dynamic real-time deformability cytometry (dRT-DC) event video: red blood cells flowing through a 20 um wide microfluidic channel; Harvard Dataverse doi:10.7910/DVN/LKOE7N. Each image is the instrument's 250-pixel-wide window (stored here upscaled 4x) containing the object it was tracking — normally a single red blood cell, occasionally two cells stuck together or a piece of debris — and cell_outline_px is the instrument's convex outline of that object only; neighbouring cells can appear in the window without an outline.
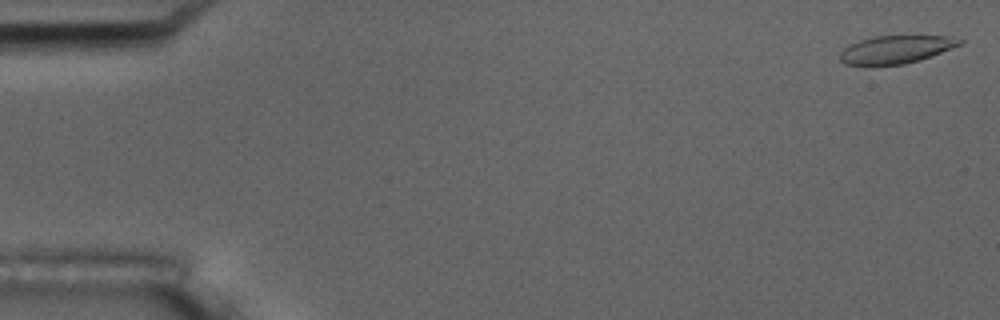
{"species": "common noctule bat (a hibernating species)", "species_latin": "Nyctalus noctula", "temperature_condition": "room temperature", "stored_images_in_passage": 54, "camera_frame_rate_fps": 3000, "um_per_image_px": 0.085, "animal": {"sex": "male", "body_mass_g": 17.5, "forearm_length_mm": 52.3}, "frame": {"image": 1, "passage_image": 1, "time_ms": 0.0, "image_size_px": [1000, 320], "cell_outline_px": [[964, 44], [920, 60], [904, 64], [872, 68], [868, 68], [844, 64], [840, 60], [840, 52], [848, 44], [872, 36], [952, 36], [964, 40]], "centroid_in_image_um": [76.1, 4.25], "position_along_channel_um": 8.9, "area_um2": 20.35}}
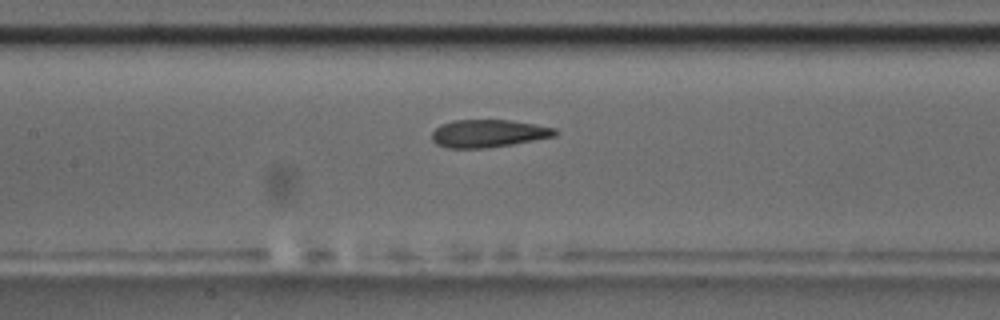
{"frame": {"image": 2, "passage_image": 25, "time_ms": 8.0, "image_size_px": [1000, 320], "cell_outline_px": [[560, 132], [556, 136], [512, 144], [484, 148], [444, 148], [436, 144], [432, 140], [432, 132], [440, 124], [456, 120], [512, 120], [556, 128]], "centroid_in_image_um": [41.51, 11.34], "position_along_channel_um": 165.9, "area_um2": 20.0}}
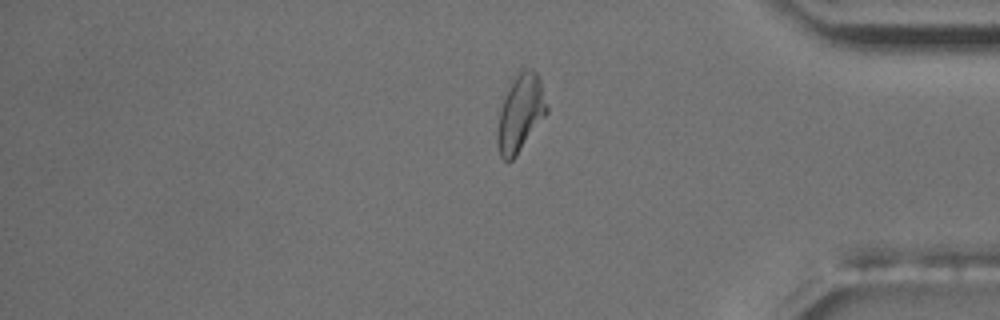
{"frame": {"image": 3, "passage_image": 45, "time_ms": 14.667, "image_size_px": [1000, 320], "cell_outline_px": [[548, 112], [516, 156], [508, 164], [500, 156], [496, 144], [496, 132], [500, 108], [508, 80], [520, 68], [532, 68], [536, 72], [540, 80], [548, 108]], "centroid_in_image_um": [44.19, 9.57], "position_along_channel_um": 391.0, "area_um2": 22.95}, "authors_computed_cell_mechanics": {"area_um2": 20.6924, "velocity_mm_per_s": 3.7044, "shape_relaxation_time_tau1_ms": 6.26, "shape_relaxation_time_tau2_ms": 2.3353, "deformation_change_tau1": 0.1981, "deformation_change_tau2": 0.1036}}